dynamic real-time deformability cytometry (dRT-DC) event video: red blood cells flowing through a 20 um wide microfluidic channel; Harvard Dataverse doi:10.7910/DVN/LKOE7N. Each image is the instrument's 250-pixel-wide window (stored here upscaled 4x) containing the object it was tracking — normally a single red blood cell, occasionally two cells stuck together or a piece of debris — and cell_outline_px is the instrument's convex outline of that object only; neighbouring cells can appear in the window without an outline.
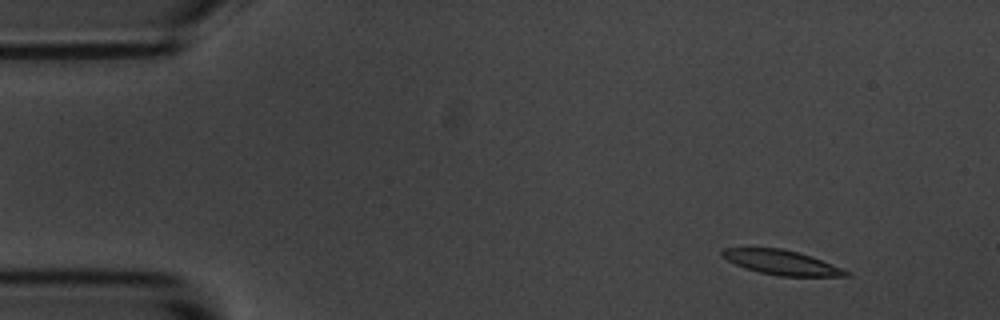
{"species": "common noctule bat (a hibernating species)", "species_latin": "Nyctalus noctula", "temperature_condition": "room temperature", "stored_images_in_passage": 8, "camera_frame_rate_fps": 3000, "um_per_image_px": 0.085, "animal": {"sex": "male", "body_mass_g": 20.1, "forearm_length_mm": 53.5}, "frame": {"image": 1, "passage_image": 1, "time_ms": 0.0, "image_size_px": [1000, 320], "cell_outline_px": [[852, 276], [780, 276], [760, 272], [744, 268], [720, 256], [720, 252], [724, 248], [780, 248], [812, 256], [852, 272]], "centroid_in_image_um": [66.46, 22.31], "position_along_channel_um": 18.5, "area_um2": 17.69}}